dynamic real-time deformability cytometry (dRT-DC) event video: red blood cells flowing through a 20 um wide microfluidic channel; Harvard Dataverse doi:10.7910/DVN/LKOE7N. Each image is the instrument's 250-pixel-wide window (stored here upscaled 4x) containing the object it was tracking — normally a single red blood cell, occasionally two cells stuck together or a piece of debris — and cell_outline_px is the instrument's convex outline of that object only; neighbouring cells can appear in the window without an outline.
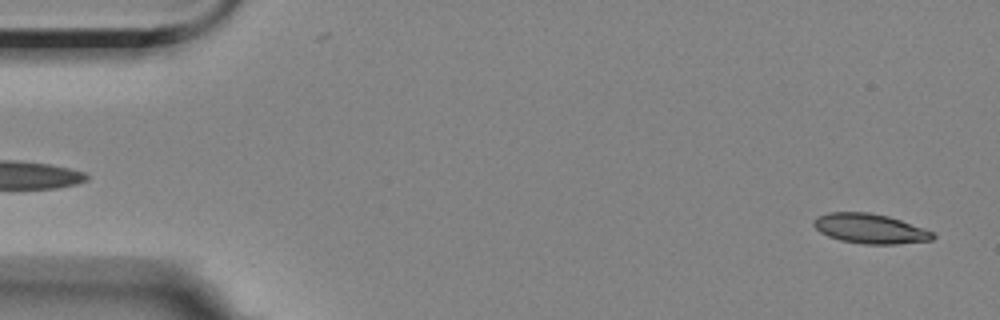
{"species": "Egyptian fruit bat (a non-hibernating species)", "species_latin": "Rousettus aegyptiacus", "temperature_condition": "room temperature", "stored_images_in_passage": 56, "camera_frame_rate_fps": 3000, "um_per_image_px": 0.085, "animal": {"sex": "female"}, "frame": {"image": 1, "passage_image": 2, "time_ms": 0.333, "image_size_px": [1000, 320], "cell_outline_px": [[936, 236], [932, 240], [896, 244], [864, 244], [840, 240], [828, 236], [820, 232], [812, 224], [812, 220], [816, 216], [828, 212], [868, 212], [888, 216], [900, 220], [932, 232]], "centroid_in_image_um": [73.89, 19.43], "position_along_channel_um": 11.1, "area_um2": 20.58}}
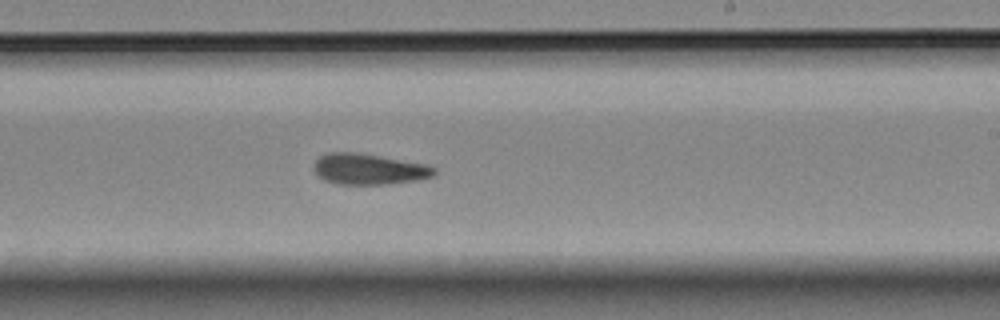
{"frame": {"image": 2, "passage_image": 33, "time_ms": 10.667, "image_size_px": [1000, 320], "cell_outline_px": [[436, 176], [416, 180], [384, 184], [336, 184], [324, 180], [312, 168], [316, 160], [320, 156], [328, 152], [360, 152], [428, 164], [436, 168]], "centroid_in_image_um": [31.38, 14.36], "position_along_channel_um": 257.6, "area_um2": 21.91}}
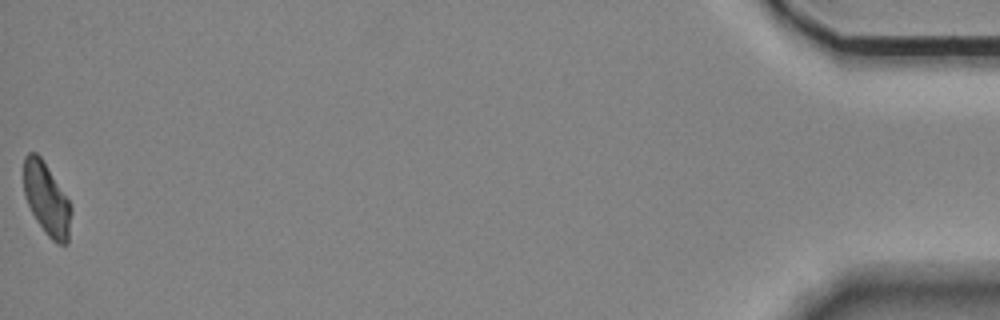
{"frame": {"image": 3, "passage_image": 56, "time_ms": 18.333, "image_size_px": [1000, 320], "cell_outline_px": [[72, 212], [68, 244], [56, 244], [44, 232], [36, 220], [28, 204], [24, 192], [24, 156], [28, 152], [36, 152], [40, 156], [68, 200], [72, 208]], "centroid_in_image_um": [3.97, 16.96], "position_along_channel_um": 431.2, "area_um2": 19.83}, "authors_computed_cell_mechanics": {"area_um2": 21.3571, "velocity_mm_per_s": 3.5179, "shape_relaxation_time_tau1_ms": null, "shape_relaxation_time_tau2_ms": 4.2513, "deformation_change_tau1": null, "deformation_change_tau2": 0.1306}}